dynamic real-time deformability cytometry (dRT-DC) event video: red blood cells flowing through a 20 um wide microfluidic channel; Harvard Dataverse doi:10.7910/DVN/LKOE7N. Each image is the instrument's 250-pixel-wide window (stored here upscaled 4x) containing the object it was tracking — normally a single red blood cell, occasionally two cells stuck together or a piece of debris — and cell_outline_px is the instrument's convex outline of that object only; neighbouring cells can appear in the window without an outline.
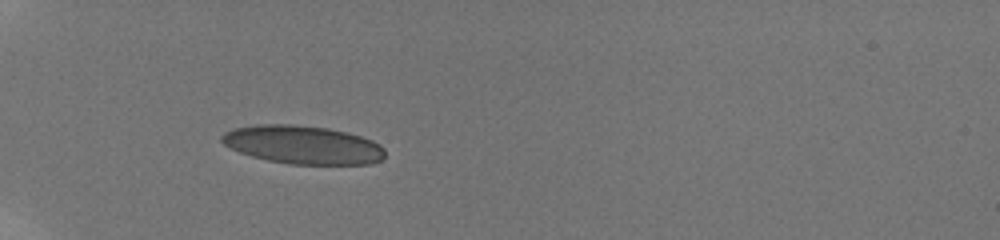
{"species": "human", "species_latin": "Homo sapiens", "temperature_condition": "room temperature", "stored_images_in_passage": 37, "camera_frame_rate_fps": 3000, "um_per_image_px": 0.085, "donor": {"sex": "male"}, "frame": {"image": 1, "passage_image": 1, "time_ms": 0.0, "image_size_px": [1000, 240], "cell_outline_px": [[384, 156], [380, 160], [368, 164], [288, 164], [268, 160], [252, 156], [240, 152], [224, 144], [220, 140], [220, 136], [224, 132], [236, 128], [256, 124], [292, 124], [328, 128], [348, 132], [372, 140], [380, 144], [384, 148]], "centroid_in_image_um": [25.74, 12.3], "position_along_channel_um": 59.3, "area_um2": 36.47}}
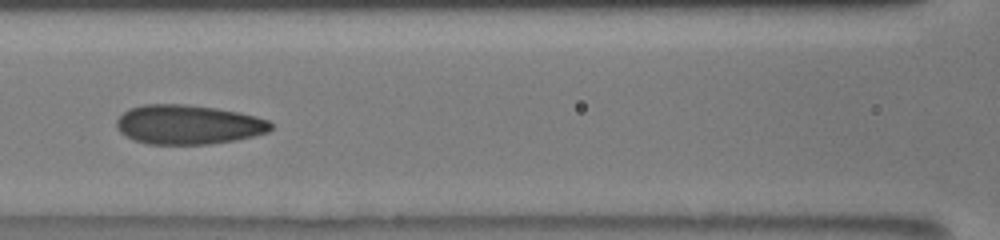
{"frame": {"image": 2, "passage_image": 10, "time_ms": 3.0, "image_size_px": [1000, 240], "cell_outline_px": [[272, 128], [268, 132], [236, 140], [208, 144], [148, 144], [132, 140], [124, 136], [116, 128], [116, 120], [128, 108], [144, 104], [184, 104], [216, 108], [240, 112], [256, 116], [268, 120], [272, 124]], "centroid_in_image_um": [15.97, 10.59], "position_along_channel_um": 150.6, "area_um2": 35.66}}
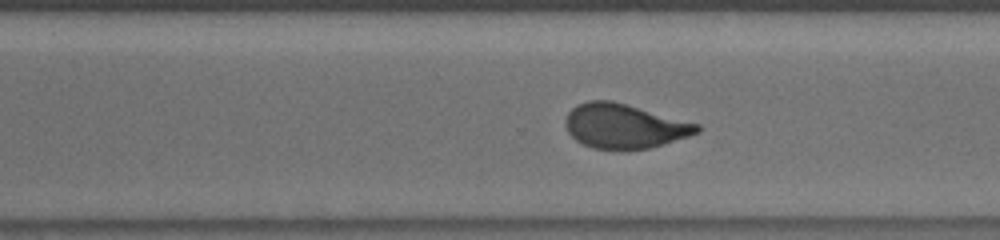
{"frame": {"image": 3, "passage_image": 23, "time_ms": 7.333, "image_size_px": [1000, 240], "cell_outline_px": [[700, 132], [664, 144], [648, 148], [592, 148], [576, 140], [568, 132], [564, 124], [564, 120], [568, 112], [576, 104], [588, 100], [612, 100], [700, 124]], "centroid_in_image_um": [53.04, 10.69], "position_along_channel_um": 317.6, "area_um2": 33.87}, "authors_computed_cell_mechanics": {"area_um2": 34.7956, "velocity_mm_per_s": 3.8636, "shape_relaxation_time_tau1_ms": null, "shape_relaxation_time_tau2_ms": 0.7634, "deformation_change_tau1": null, "deformation_change_tau2": 0.0696}}